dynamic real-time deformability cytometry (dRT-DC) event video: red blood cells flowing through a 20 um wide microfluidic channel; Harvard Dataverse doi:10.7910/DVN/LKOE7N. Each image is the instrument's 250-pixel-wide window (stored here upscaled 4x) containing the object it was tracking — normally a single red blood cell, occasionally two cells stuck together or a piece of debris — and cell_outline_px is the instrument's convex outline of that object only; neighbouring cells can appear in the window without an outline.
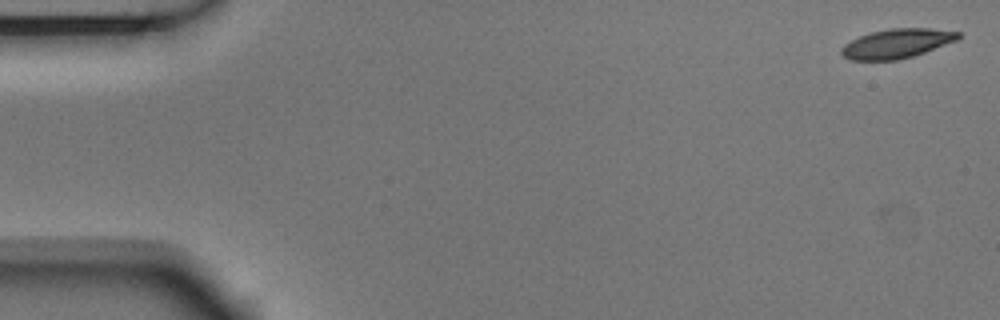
{"species": "Egyptian fruit bat (a non-hibernating species)", "species_latin": "Rousettus aegyptiacus", "temperature_condition": "room temperature", "stored_images_in_passage": 5, "camera_frame_rate_fps": 3000, "um_per_image_px": 0.085, "animal": {"sex": "male"}, "frame": {"image": 1, "passage_image": 1, "time_ms": 0.0, "image_size_px": [1000, 320], "cell_outline_px": [[960, 36], [956, 40], [924, 52], [912, 56], [896, 60], [852, 60], [844, 56], [840, 52], [840, 48], [844, 44], [860, 36], [872, 32], [888, 28], [932, 28], [960, 32]], "centroid_in_image_um": [76.21, 3.69], "position_along_channel_um": 8.8, "area_um2": 19.77}}
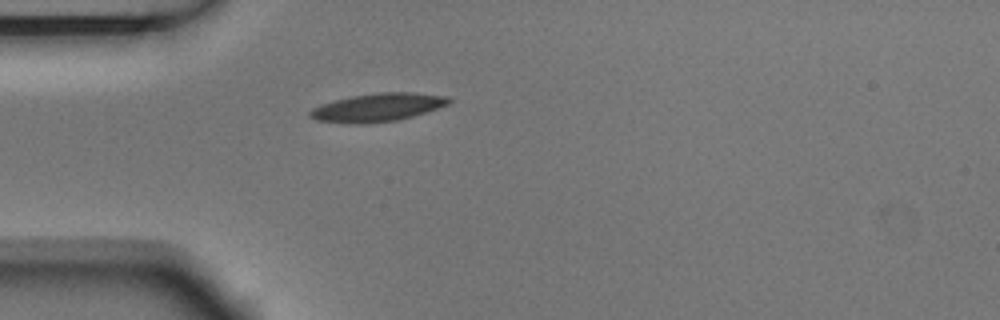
{"frame": {"image": 2, "passage_image": 5, "time_ms": 1.333, "image_size_px": [1000, 320], "cell_outline_px": [[452, 100], [448, 104], [412, 116], [396, 120], [364, 124], [356, 124], [316, 120], [308, 116], [308, 112], [312, 108], [320, 104], [352, 96], [380, 92], [412, 92], [448, 96]], "centroid_in_image_um": [32.07, 9.12], "position_along_channel_um": 52.9, "area_um2": 22.66}}